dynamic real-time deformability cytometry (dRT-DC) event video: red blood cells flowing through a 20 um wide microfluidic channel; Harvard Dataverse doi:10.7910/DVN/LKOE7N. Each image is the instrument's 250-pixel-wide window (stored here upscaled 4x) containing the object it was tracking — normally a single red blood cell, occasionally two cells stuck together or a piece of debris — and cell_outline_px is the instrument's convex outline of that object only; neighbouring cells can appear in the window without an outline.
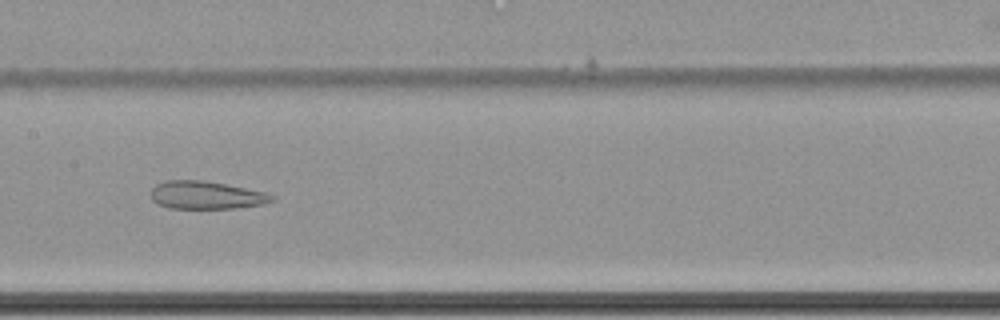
{"species": "common noctule bat (a hibernating species)", "species_latin": "Nyctalus noctula", "temperature_condition": "cold", "stored_images_in_passage": 49, "camera_frame_rate_fps": 3000, "um_per_image_px": 0.085, "animal": {"sex": "female", "body_mass_g": 22.7, "forearm_length_mm": 54.2}, "frame": {"image": 1, "passage_image": 22, "time_ms": 7.0, "image_size_px": [1000, 320], "cell_outline_px": [[276, 200], [264, 204], [236, 208], [168, 208], [156, 204], [152, 200], [152, 188], [156, 184], [164, 180], [204, 180], [264, 192], [276, 196]], "centroid_in_image_um": [17.52, 16.59], "position_along_channel_um": 189.9, "area_um2": 19.71}}
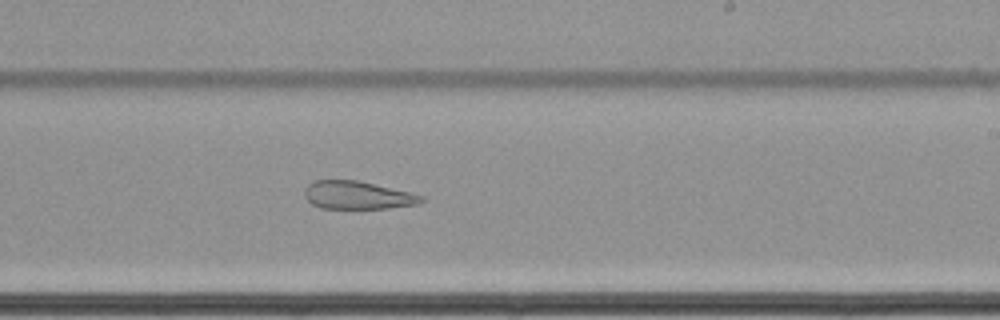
{"frame": {"image": 2, "passage_image": 28, "time_ms": 9.0, "image_size_px": [1000, 320], "cell_outline_px": [[428, 200], [416, 204], [388, 208], [320, 208], [312, 204], [304, 196], [304, 188], [312, 180], [356, 180], [408, 192], [424, 196]], "centroid_in_image_um": [30.36, 16.59], "position_along_channel_um": 258.6, "area_um2": 18.96}}
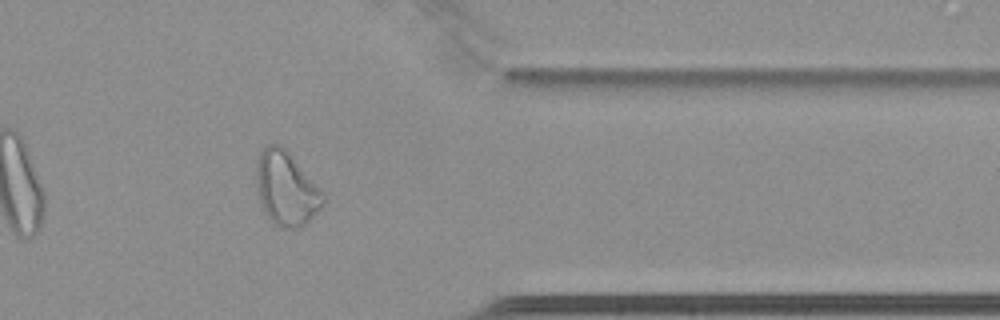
{"frame": {"image": 3, "passage_image": 40, "time_ms": 13.0, "image_size_px": [1000, 320], "cell_outline_px": [[324, 204], [300, 228], [276, 228], [260, 208], [256, 180], [256, 160], [260, 152], [268, 144], [280, 144], [292, 156], [324, 192]], "centroid_in_image_um": [24.29, 16.05], "position_along_channel_um": 387.1, "area_um2": 29.02}}